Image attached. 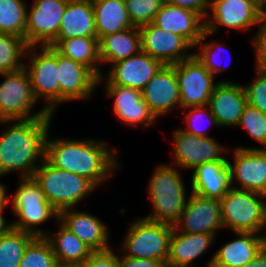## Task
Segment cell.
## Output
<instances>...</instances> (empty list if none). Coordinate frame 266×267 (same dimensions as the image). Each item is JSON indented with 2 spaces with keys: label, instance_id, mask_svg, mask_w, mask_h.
<instances>
[{
  "label": "cell",
  "instance_id": "obj_1",
  "mask_svg": "<svg viewBox=\"0 0 266 267\" xmlns=\"http://www.w3.org/2000/svg\"><path fill=\"white\" fill-rule=\"evenodd\" d=\"M46 138L45 159L56 168L81 175L102 186L120 167L118 149L110 150L105 141L95 139Z\"/></svg>",
  "mask_w": 266,
  "mask_h": 267
},
{
  "label": "cell",
  "instance_id": "obj_2",
  "mask_svg": "<svg viewBox=\"0 0 266 267\" xmlns=\"http://www.w3.org/2000/svg\"><path fill=\"white\" fill-rule=\"evenodd\" d=\"M51 120L53 117L0 121L7 125L0 135V175L19 171L20 178L33 177L45 159Z\"/></svg>",
  "mask_w": 266,
  "mask_h": 267
},
{
  "label": "cell",
  "instance_id": "obj_3",
  "mask_svg": "<svg viewBox=\"0 0 266 267\" xmlns=\"http://www.w3.org/2000/svg\"><path fill=\"white\" fill-rule=\"evenodd\" d=\"M178 169L164 163L154 169L147 188L153 213L144 218L173 226L180 219L189 196Z\"/></svg>",
  "mask_w": 266,
  "mask_h": 267
},
{
  "label": "cell",
  "instance_id": "obj_4",
  "mask_svg": "<svg viewBox=\"0 0 266 267\" xmlns=\"http://www.w3.org/2000/svg\"><path fill=\"white\" fill-rule=\"evenodd\" d=\"M39 183L46 200L58 211L77 208L87 194L98 187L84 176L56 168L46 159L37 167L33 175Z\"/></svg>",
  "mask_w": 266,
  "mask_h": 267
},
{
  "label": "cell",
  "instance_id": "obj_5",
  "mask_svg": "<svg viewBox=\"0 0 266 267\" xmlns=\"http://www.w3.org/2000/svg\"><path fill=\"white\" fill-rule=\"evenodd\" d=\"M266 195L231 187L220 199L224 228L235 232L262 234L265 226Z\"/></svg>",
  "mask_w": 266,
  "mask_h": 267
},
{
  "label": "cell",
  "instance_id": "obj_6",
  "mask_svg": "<svg viewBox=\"0 0 266 267\" xmlns=\"http://www.w3.org/2000/svg\"><path fill=\"white\" fill-rule=\"evenodd\" d=\"M174 226L155 222L144 217L134 220L127 229L121 244L123 256L145 258L167 263L170 238Z\"/></svg>",
  "mask_w": 266,
  "mask_h": 267
},
{
  "label": "cell",
  "instance_id": "obj_7",
  "mask_svg": "<svg viewBox=\"0 0 266 267\" xmlns=\"http://www.w3.org/2000/svg\"><path fill=\"white\" fill-rule=\"evenodd\" d=\"M0 75L4 77V81L0 83V121L54 117L44 107L38 112H33L38 101L34 97L25 68Z\"/></svg>",
  "mask_w": 266,
  "mask_h": 267
},
{
  "label": "cell",
  "instance_id": "obj_8",
  "mask_svg": "<svg viewBox=\"0 0 266 267\" xmlns=\"http://www.w3.org/2000/svg\"><path fill=\"white\" fill-rule=\"evenodd\" d=\"M39 48H42L41 51L37 50L38 46H29L26 59L29 58L30 64H25L24 68L30 78L34 97L37 101L42 99L44 109L54 115L59 106L57 51L51 46Z\"/></svg>",
  "mask_w": 266,
  "mask_h": 267
},
{
  "label": "cell",
  "instance_id": "obj_9",
  "mask_svg": "<svg viewBox=\"0 0 266 267\" xmlns=\"http://www.w3.org/2000/svg\"><path fill=\"white\" fill-rule=\"evenodd\" d=\"M178 80L180 108L206 106L215 87V76L193 54L190 58L173 64Z\"/></svg>",
  "mask_w": 266,
  "mask_h": 267
},
{
  "label": "cell",
  "instance_id": "obj_10",
  "mask_svg": "<svg viewBox=\"0 0 266 267\" xmlns=\"http://www.w3.org/2000/svg\"><path fill=\"white\" fill-rule=\"evenodd\" d=\"M173 159L171 165L177 166L180 170L194 169L196 166L213 161H228L225 153L231 151L228 147L222 146L214 137H198L189 134L182 128L173 131Z\"/></svg>",
  "mask_w": 266,
  "mask_h": 267
},
{
  "label": "cell",
  "instance_id": "obj_11",
  "mask_svg": "<svg viewBox=\"0 0 266 267\" xmlns=\"http://www.w3.org/2000/svg\"><path fill=\"white\" fill-rule=\"evenodd\" d=\"M68 0H33L26 11L25 40L29 46H49L59 32Z\"/></svg>",
  "mask_w": 266,
  "mask_h": 267
},
{
  "label": "cell",
  "instance_id": "obj_12",
  "mask_svg": "<svg viewBox=\"0 0 266 267\" xmlns=\"http://www.w3.org/2000/svg\"><path fill=\"white\" fill-rule=\"evenodd\" d=\"M260 7L251 0H211L205 30L211 35L220 26L247 32L261 21Z\"/></svg>",
  "mask_w": 266,
  "mask_h": 267
},
{
  "label": "cell",
  "instance_id": "obj_13",
  "mask_svg": "<svg viewBox=\"0 0 266 267\" xmlns=\"http://www.w3.org/2000/svg\"><path fill=\"white\" fill-rule=\"evenodd\" d=\"M231 152L234 161H227L231 187L266 195V149L237 146ZM236 182L240 187L233 186Z\"/></svg>",
  "mask_w": 266,
  "mask_h": 267
},
{
  "label": "cell",
  "instance_id": "obj_14",
  "mask_svg": "<svg viewBox=\"0 0 266 267\" xmlns=\"http://www.w3.org/2000/svg\"><path fill=\"white\" fill-rule=\"evenodd\" d=\"M177 231L213 234L223 229L219 199L190 192L180 219L174 224Z\"/></svg>",
  "mask_w": 266,
  "mask_h": 267
},
{
  "label": "cell",
  "instance_id": "obj_15",
  "mask_svg": "<svg viewBox=\"0 0 266 267\" xmlns=\"http://www.w3.org/2000/svg\"><path fill=\"white\" fill-rule=\"evenodd\" d=\"M139 32L142 51L163 65H173L193 55L188 50L194 47L183 36L168 33L153 23L139 27Z\"/></svg>",
  "mask_w": 266,
  "mask_h": 267
},
{
  "label": "cell",
  "instance_id": "obj_16",
  "mask_svg": "<svg viewBox=\"0 0 266 267\" xmlns=\"http://www.w3.org/2000/svg\"><path fill=\"white\" fill-rule=\"evenodd\" d=\"M104 74L98 78V84L103 80L105 83V92L110 98L114 99V115L126 126H144L145 128L154 125L158 120L150 111L148 105L142 98V93L138 89L131 87L112 85Z\"/></svg>",
  "mask_w": 266,
  "mask_h": 267
},
{
  "label": "cell",
  "instance_id": "obj_17",
  "mask_svg": "<svg viewBox=\"0 0 266 267\" xmlns=\"http://www.w3.org/2000/svg\"><path fill=\"white\" fill-rule=\"evenodd\" d=\"M59 105L91 98L98 86V77L85 65L57 52Z\"/></svg>",
  "mask_w": 266,
  "mask_h": 267
},
{
  "label": "cell",
  "instance_id": "obj_18",
  "mask_svg": "<svg viewBox=\"0 0 266 267\" xmlns=\"http://www.w3.org/2000/svg\"><path fill=\"white\" fill-rule=\"evenodd\" d=\"M141 93L143 100L157 119L175 107L180 109V94L174 66L163 65Z\"/></svg>",
  "mask_w": 266,
  "mask_h": 267
},
{
  "label": "cell",
  "instance_id": "obj_19",
  "mask_svg": "<svg viewBox=\"0 0 266 267\" xmlns=\"http://www.w3.org/2000/svg\"><path fill=\"white\" fill-rule=\"evenodd\" d=\"M162 66L159 60L141 50L125 60L111 64L105 78L112 85L131 87L141 91Z\"/></svg>",
  "mask_w": 266,
  "mask_h": 267
},
{
  "label": "cell",
  "instance_id": "obj_20",
  "mask_svg": "<svg viewBox=\"0 0 266 267\" xmlns=\"http://www.w3.org/2000/svg\"><path fill=\"white\" fill-rule=\"evenodd\" d=\"M244 86L233 81L220 80L212 93L208 106L220 127H237L247 106Z\"/></svg>",
  "mask_w": 266,
  "mask_h": 267
},
{
  "label": "cell",
  "instance_id": "obj_21",
  "mask_svg": "<svg viewBox=\"0 0 266 267\" xmlns=\"http://www.w3.org/2000/svg\"><path fill=\"white\" fill-rule=\"evenodd\" d=\"M74 209V210H73ZM58 220L83 241L93 252L111 249L108 228L97 216L75 208L59 212Z\"/></svg>",
  "mask_w": 266,
  "mask_h": 267
},
{
  "label": "cell",
  "instance_id": "obj_22",
  "mask_svg": "<svg viewBox=\"0 0 266 267\" xmlns=\"http://www.w3.org/2000/svg\"><path fill=\"white\" fill-rule=\"evenodd\" d=\"M153 24L168 33L183 36L193 47L202 38L205 20L196 12L164 2Z\"/></svg>",
  "mask_w": 266,
  "mask_h": 267
},
{
  "label": "cell",
  "instance_id": "obj_23",
  "mask_svg": "<svg viewBox=\"0 0 266 267\" xmlns=\"http://www.w3.org/2000/svg\"><path fill=\"white\" fill-rule=\"evenodd\" d=\"M237 238L226 242L212 255L206 267H243L265 246L263 234L235 232Z\"/></svg>",
  "mask_w": 266,
  "mask_h": 267
},
{
  "label": "cell",
  "instance_id": "obj_24",
  "mask_svg": "<svg viewBox=\"0 0 266 267\" xmlns=\"http://www.w3.org/2000/svg\"><path fill=\"white\" fill-rule=\"evenodd\" d=\"M216 237L213 234L185 233L173 228L167 263L178 267H196L193 262L211 248Z\"/></svg>",
  "mask_w": 266,
  "mask_h": 267
},
{
  "label": "cell",
  "instance_id": "obj_25",
  "mask_svg": "<svg viewBox=\"0 0 266 267\" xmlns=\"http://www.w3.org/2000/svg\"><path fill=\"white\" fill-rule=\"evenodd\" d=\"M191 192L222 199L231 188L227 161L206 162L196 166L191 175Z\"/></svg>",
  "mask_w": 266,
  "mask_h": 267
},
{
  "label": "cell",
  "instance_id": "obj_26",
  "mask_svg": "<svg viewBox=\"0 0 266 267\" xmlns=\"http://www.w3.org/2000/svg\"><path fill=\"white\" fill-rule=\"evenodd\" d=\"M97 38L93 5L86 0H68L55 40Z\"/></svg>",
  "mask_w": 266,
  "mask_h": 267
},
{
  "label": "cell",
  "instance_id": "obj_27",
  "mask_svg": "<svg viewBox=\"0 0 266 267\" xmlns=\"http://www.w3.org/2000/svg\"><path fill=\"white\" fill-rule=\"evenodd\" d=\"M59 230L48 232L45 238L50 242L58 265L79 266L93 253L83 241L66 228L59 220Z\"/></svg>",
  "mask_w": 266,
  "mask_h": 267
},
{
  "label": "cell",
  "instance_id": "obj_28",
  "mask_svg": "<svg viewBox=\"0 0 266 267\" xmlns=\"http://www.w3.org/2000/svg\"><path fill=\"white\" fill-rule=\"evenodd\" d=\"M98 46L101 65L125 60L142 50L139 27L104 36L98 40Z\"/></svg>",
  "mask_w": 266,
  "mask_h": 267
},
{
  "label": "cell",
  "instance_id": "obj_29",
  "mask_svg": "<svg viewBox=\"0 0 266 267\" xmlns=\"http://www.w3.org/2000/svg\"><path fill=\"white\" fill-rule=\"evenodd\" d=\"M49 46L59 54L88 67L98 78L103 75L99 67L98 38L74 37L66 40H54Z\"/></svg>",
  "mask_w": 266,
  "mask_h": 267
},
{
  "label": "cell",
  "instance_id": "obj_30",
  "mask_svg": "<svg viewBox=\"0 0 266 267\" xmlns=\"http://www.w3.org/2000/svg\"><path fill=\"white\" fill-rule=\"evenodd\" d=\"M98 40L104 36L134 27L125 0H103L93 5Z\"/></svg>",
  "mask_w": 266,
  "mask_h": 267
},
{
  "label": "cell",
  "instance_id": "obj_31",
  "mask_svg": "<svg viewBox=\"0 0 266 267\" xmlns=\"http://www.w3.org/2000/svg\"><path fill=\"white\" fill-rule=\"evenodd\" d=\"M12 209L17 217L11 222L12 228L31 233L35 237H45L49 232L41 230L37 225L44 224L50 217L55 220L59 217V212L50 203L13 205Z\"/></svg>",
  "mask_w": 266,
  "mask_h": 267
},
{
  "label": "cell",
  "instance_id": "obj_32",
  "mask_svg": "<svg viewBox=\"0 0 266 267\" xmlns=\"http://www.w3.org/2000/svg\"><path fill=\"white\" fill-rule=\"evenodd\" d=\"M28 48L25 38L0 32V74L24 68Z\"/></svg>",
  "mask_w": 266,
  "mask_h": 267
},
{
  "label": "cell",
  "instance_id": "obj_33",
  "mask_svg": "<svg viewBox=\"0 0 266 267\" xmlns=\"http://www.w3.org/2000/svg\"><path fill=\"white\" fill-rule=\"evenodd\" d=\"M35 238L28 232L11 229L0 237V267H19L24 251Z\"/></svg>",
  "mask_w": 266,
  "mask_h": 267
},
{
  "label": "cell",
  "instance_id": "obj_34",
  "mask_svg": "<svg viewBox=\"0 0 266 267\" xmlns=\"http://www.w3.org/2000/svg\"><path fill=\"white\" fill-rule=\"evenodd\" d=\"M23 0H0V32L25 38L27 6Z\"/></svg>",
  "mask_w": 266,
  "mask_h": 267
},
{
  "label": "cell",
  "instance_id": "obj_35",
  "mask_svg": "<svg viewBox=\"0 0 266 267\" xmlns=\"http://www.w3.org/2000/svg\"><path fill=\"white\" fill-rule=\"evenodd\" d=\"M50 242L35 237L26 247L19 267H58Z\"/></svg>",
  "mask_w": 266,
  "mask_h": 267
},
{
  "label": "cell",
  "instance_id": "obj_36",
  "mask_svg": "<svg viewBox=\"0 0 266 267\" xmlns=\"http://www.w3.org/2000/svg\"><path fill=\"white\" fill-rule=\"evenodd\" d=\"M210 36L211 34L208 31L205 30L203 32L202 38L194 46V48L195 47L196 49L198 48L200 52H198L197 50V52H193V54L205 66V68L215 76L217 75V73L219 74L220 72L224 71L225 67L227 66L226 65L222 67V61H220L221 59L220 55L221 57H223L224 54H226V52L224 53V48L226 50H229V49L227 48V46L224 47V43H219L217 41H214V42L210 41V43L206 42L204 44L203 40H206V38ZM219 51L221 53H219Z\"/></svg>",
  "mask_w": 266,
  "mask_h": 267
},
{
  "label": "cell",
  "instance_id": "obj_37",
  "mask_svg": "<svg viewBox=\"0 0 266 267\" xmlns=\"http://www.w3.org/2000/svg\"><path fill=\"white\" fill-rule=\"evenodd\" d=\"M238 126L245 128L247 134H249L252 139H255L260 145L262 144L261 147H247V149H263V147L266 149L265 113L247 104L241 115Z\"/></svg>",
  "mask_w": 266,
  "mask_h": 267
},
{
  "label": "cell",
  "instance_id": "obj_38",
  "mask_svg": "<svg viewBox=\"0 0 266 267\" xmlns=\"http://www.w3.org/2000/svg\"><path fill=\"white\" fill-rule=\"evenodd\" d=\"M163 4L162 0H125L128 16L134 27L153 23Z\"/></svg>",
  "mask_w": 266,
  "mask_h": 267
},
{
  "label": "cell",
  "instance_id": "obj_39",
  "mask_svg": "<svg viewBox=\"0 0 266 267\" xmlns=\"http://www.w3.org/2000/svg\"><path fill=\"white\" fill-rule=\"evenodd\" d=\"M187 109H188V113L186 112L185 119H184L185 123H186L185 124L186 128H184L182 130H184L185 132H187L189 134L198 136V137H212V136H209L207 134L206 129L203 127L204 124H201V123H204L203 120L205 121V119L207 118V120L205 122L206 123L209 122L208 125H211V126L214 125V126L219 128V126L216 122V119L211 112L210 107L208 105L198 106V107H188V108L183 109L184 112H185V110L187 111ZM202 128H203V130H202Z\"/></svg>",
  "mask_w": 266,
  "mask_h": 267
},
{
  "label": "cell",
  "instance_id": "obj_40",
  "mask_svg": "<svg viewBox=\"0 0 266 267\" xmlns=\"http://www.w3.org/2000/svg\"><path fill=\"white\" fill-rule=\"evenodd\" d=\"M19 187L15 190L14 194L10 198L12 205H32L38 203H49L43 191L40 188L39 183L34 177L19 178Z\"/></svg>",
  "mask_w": 266,
  "mask_h": 267
},
{
  "label": "cell",
  "instance_id": "obj_41",
  "mask_svg": "<svg viewBox=\"0 0 266 267\" xmlns=\"http://www.w3.org/2000/svg\"><path fill=\"white\" fill-rule=\"evenodd\" d=\"M244 89L248 105L266 114V71L256 70L255 79Z\"/></svg>",
  "mask_w": 266,
  "mask_h": 267
},
{
  "label": "cell",
  "instance_id": "obj_42",
  "mask_svg": "<svg viewBox=\"0 0 266 267\" xmlns=\"http://www.w3.org/2000/svg\"><path fill=\"white\" fill-rule=\"evenodd\" d=\"M255 51L256 70L266 71V20L262 19L259 29L252 39Z\"/></svg>",
  "mask_w": 266,
  "mask_h": 267
},
{
  "label": "cell",
  "instance_id": "obj_43",
  "mask_svg": "<svg viewBox=\"0 0 266 267\" xmlns=\"http://www.w3.org/2000/svg\"><path fill=\"white\" fill-rule=\"evenodd\" d=\"M77 267H118V255L112 248L106 251H95Z\"/></svg>",
  "mask_w": 266,
  "mask_h": 267
},
{
  "label": "cell",
  "instance_id": "obj_44",
  "mask_svg": "<svg viewBox=\"0 0 266 267\" xmlns=\"http://www.w3.org/2000/svg\"><path fill=\"white\" fill-rule=\"evenodd\" d=\"M211 0H167L168 3L198 13L204 20L208 14Z\"/></svg>",
  "mask_w": 266,
  "mask_h": 267
},
{
  "label": "cell",
  "instance_id": "obj_45",
  "mask_svg": "<svg viewBox=\"0 0 266 267\" xmlns=\"http://www.w3.org/2000/svg\"><path fill=\"white\" fill-rule=\"evenodd\" d=\"M161 261L145 258H130L118 255V267H161Z\"/></svg>",
  "mask_w": 266,
  "mask_h": 267
},
{
  "label": "cell",
  "instance_id": "obj_46",
  "mask_svg": "<svg viewBox=\"0 0 266 267\" xmlns=\"http://www.w3.org/2000/svg\"><path fill=\"white\" fill-rule=\"evenodd\" d=\"M243 267H266V245L247 265Z\"/></svg>",
  "mask_w": 266,
  "mask_h": 267
},
{
  "label": "cell",
  "instance_id": "obj_47",
  "mask_svg": "<svg viewBox=\"0 0 266 267\" xmlns=\"http://www.w3.org/2000/svg\"><path fill=\"white\" fill-rule=\"evenodd\" d=\"M2 177V175H0ZM8 187L5 184L0 183V210H5L8 203H10V196L8 197L9 193L7 192Z\"/></svg>",
  "mask_w": 266,
  "mask_h": 267
},
{
  "label": "cell",
  "instance_id": "obj_48",
  "mask_svg": "<svg viewBox=\"0 0 266 267\" xmlns=\"http://www.w3.org/2000/svg\"><path fill=\"white\" fill-rule=\"evenodd\" d=\"M4 210H0V237L7 234L12 229V223H7V220L2 215Z\"/></svg>",
  "mask_w": 266,
  "mask_h": 267
},
{
  "label": "cell",
  "instance_id": "obj_49",
  "mask_svg": "<svg viewBox=\"0 0 266 267\" xmlns=\"http://www.w3.org/2000/svg\"><path fill=\"white\" fill-rule=\"evenodd\" d=\"M260 14H261V19L266 20V0L265 3L260 8Z\"/></svg>",
  "mask_w": 266,
  "mask_h": 267
},
{
  "label": "cell",
  "instance_id": "obj_50",
  "mask_svg": "<svg viewBox=\"0 0 266 267\" xmlns=\"http://www.w3.org/2000/svg\"><path fill=\"white\" fill-rule=\"evenodd\" d=\"M251 1L254 2L260 8L265 3V0H251Z\"/></svg>",
  "mask_w": 266,
  "mask_h": 267
},
{
  "label": "cell",
  "instance_id": "obj_51",
  "mask_svg": "<svg viewBox=\"0 0 266 267\" xmlns=\"http://www.w3.org/2000/svg\"><path fill=\"white\" fill-rule=\"evenodd\" d=\"M266 216H265V226H264V232H262L263 233V238H264V242H265V245H266ZM265 234V235H264Z\"/></svg>",
  "mask_w": 266,
  "mask_h": 267
},
{
  "label": "cell",
  "instance_id": "obj_52",
  "mask_svg": "<svg viewBox=\"0 0 266 267\" xmlns=\"http://www.w3.org/2000/svg\"><path fill=\"white\" fill-rule=\"evenodd\" d=\"M86 1H88V2H90L92 5H94V4H96V3L100 2V1H103V0H86Z\"/></svg>",
  "mask_w": 266,
  "mask_h": 267
},
{
  "label": "cell",
  "instance_id": "obj_53",
  "mask_svg": "<svg viewBox=\"0 0 266 267\" xmlns=\"http://www.w3.org/2000/svg\"><path fill=\"white\" fill-rule=\"evenodd\" d=\"M161 267H178V266H174V265H171V264H168V263H164V264H162Z\"/></svg>",
  "mask_w": 266,
  "mask_h": 267
},
{
  "label": "cell",
  "instance_id": "obj_54",
  "mask_svg": "<svg viewBox=\"0 0 266 267\" xmlns=\"http://www.w3.org/2000/svg\"><path fill=\"white\" fill-rule=\"evenodd\" d=\"M58 267H77V266H58Z\"/></svg>",
  "mask_w": 266,
  "mask_h": 267
}]
</instances>
